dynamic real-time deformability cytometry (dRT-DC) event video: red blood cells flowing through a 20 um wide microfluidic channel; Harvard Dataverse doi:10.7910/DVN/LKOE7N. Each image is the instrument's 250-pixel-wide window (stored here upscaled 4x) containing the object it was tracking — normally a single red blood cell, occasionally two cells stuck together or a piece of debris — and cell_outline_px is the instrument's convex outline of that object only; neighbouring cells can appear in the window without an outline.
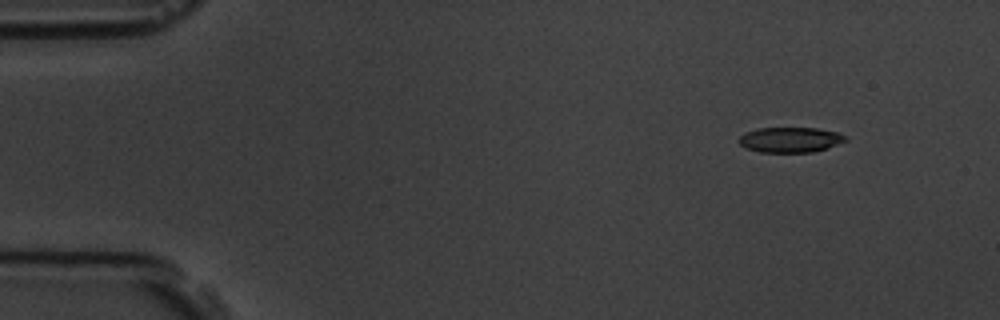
{"species": "common noctule bat (a hibernating species)", "species_latin": "Nyctalus noctula", "temperature_condition": "room temperature", "stored_images_in_passage": 5, "camera_frame_rate_fps": 3000, "um_per_image_px": 0.085, "animal": {"sex": "male", "body_mass_g": 19.5, "forearm_length_mm": 54.6}, "frame": {"image": 1, "passage_image": 2, "time_ms": 1.0, "image_size_px": [1000, 320], "cell_outline_px": [[848, 140], [812, 152], [760, 152], [748, 148], [740, 144], [736, 140], [740, 136], [756, 128], [816, 128], [836, 132], [844, 136]], "centroid_in_image_um": [67.12, 11.87], "position_along_channel_um": 17.9, "area_um2": 15.37}}
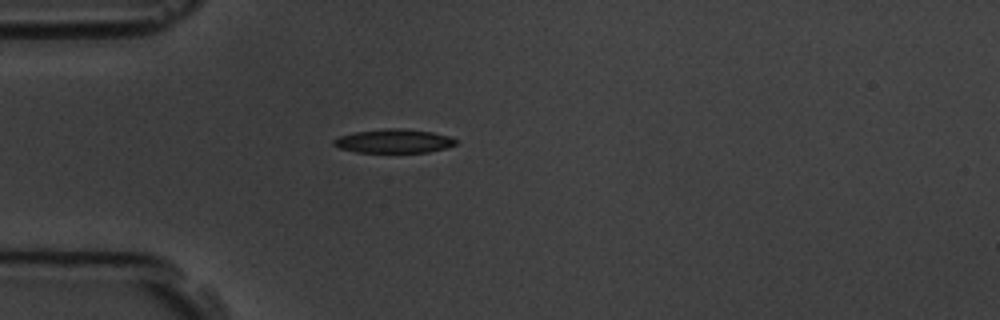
{"frame": {"image": 2, "passage_image": 5, "time_ms": 4.333, "image_size_px": [1000, 320], "cell_outline_px": [[460, 140], [456, 144], [444, 148], [428, 152], [356, 152], [340, 148], [332, 144], [332, 140], [340, 136], [356, 132], [388, 128], [404, 128], [432, 132], [448, 136]], "centroid_in_image_um": [33.49, 11.99], "position_along_channel_um": 51.5, "area_um2": 16.88}}